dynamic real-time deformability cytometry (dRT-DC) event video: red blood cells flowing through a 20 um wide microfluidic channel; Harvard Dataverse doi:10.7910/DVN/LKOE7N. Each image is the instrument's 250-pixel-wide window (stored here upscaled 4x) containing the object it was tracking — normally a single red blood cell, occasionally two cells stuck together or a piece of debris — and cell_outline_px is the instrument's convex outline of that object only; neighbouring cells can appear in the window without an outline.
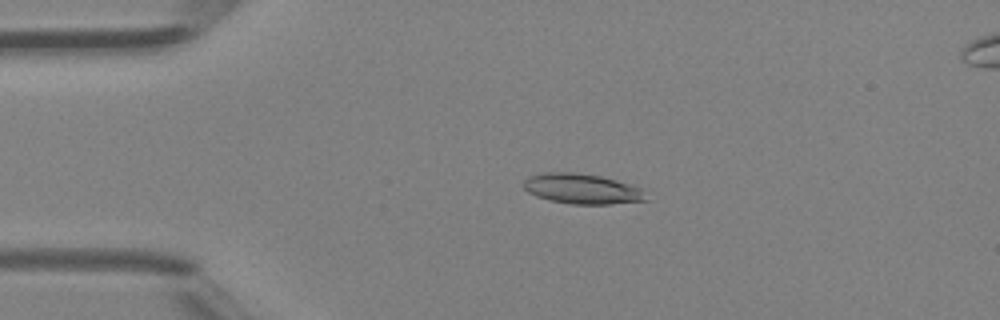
{"species": "Egyptian fruit bat (a non-hibernating species)", "species_latin": "Rousettus aegyptiacus", "temperature_condition": "room temperature", "stored_images_in_passage": 37, "camera_frame_rate_fps": 3000, "um_per_image_px": 0.085, "animal": {"sex": "female"}, "frame": {"image": 1, "passage_image": 10, "time_ms": 3.0, "image_size_px": [1000, 320], "cell_outline_px": [[648, 200], [612, 204], [572, 204], [548, 200], [536, 196], [528, 192], [524, 188], [524, 180], [528, 176], [544, 172], [572, 172], [600, 176], [616, 180], [640, 188]], "centroid_in_image_um": [49.43, 16.05], "position_along_channel_um": 35.6, "area_um2": 21.44}}
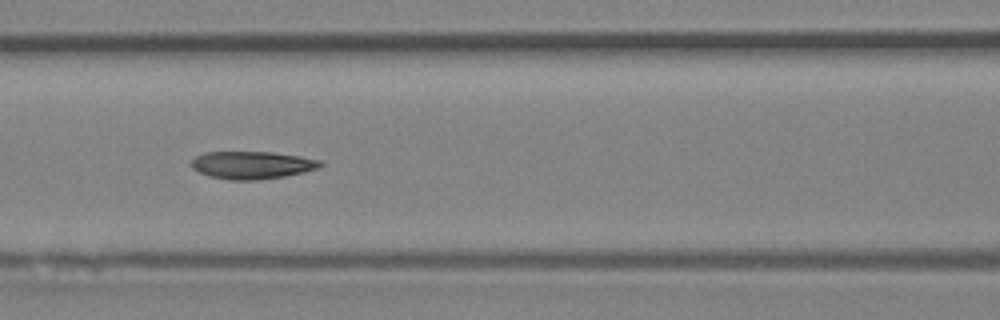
{"frame": {"image": 2, "passage_image": 20, "time_ms": 6.333, "image_size_px": [1000, 320], "cell_outline_px": [[324, 164], [316, 168], [304, 172], [284, 176], [256, 180], [228, 180], [208, 176], [192, 168], [192, 160], [196, 156], [204, 152], [272, 152], [300, 156], [320, 160]], "centroid_in_image_um": [21.41, 14.03], "position_along_channel_um": 145.2, "area_um2": 20.69}}
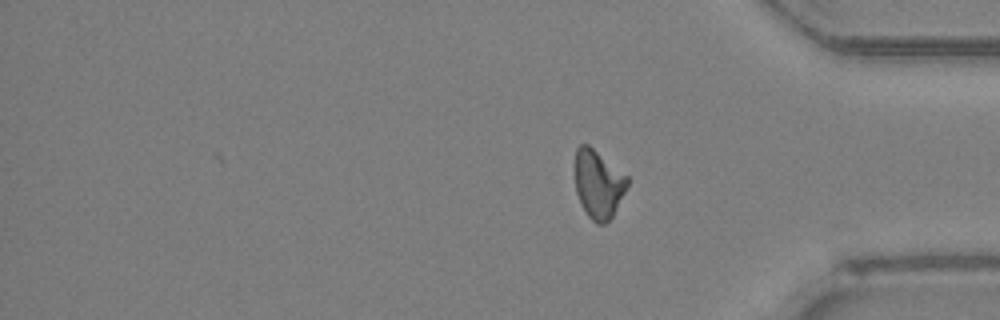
{"frame": {"image": 3, "passage_image": 37, "time_ms": 12.0, "image_size_px": [1000, 320], "cell_outline_px": [[632, 180], [612, 216], [604, 224], [596, 224], [588, 216], [580, 204], [576, 192], [576, 148], [580, 144], [588, 144], [628, 176]], "centroid_in_image_um": [50.89, 15.65], "position_along_channel_um": 384.3, "area_um2": 20.92}, "authors_computed_cell_mechanics": {"area_um2": 20.6924, "velocity_mm_per_s": 4.4336, "shape_relaxation_time_tau1_ms": 3.9526, "shape_relaxation_time_tau2_ms": 2.6294, "deformation_change_tau1": 0.1463, "deformation_change_tau2": 0.1044}}